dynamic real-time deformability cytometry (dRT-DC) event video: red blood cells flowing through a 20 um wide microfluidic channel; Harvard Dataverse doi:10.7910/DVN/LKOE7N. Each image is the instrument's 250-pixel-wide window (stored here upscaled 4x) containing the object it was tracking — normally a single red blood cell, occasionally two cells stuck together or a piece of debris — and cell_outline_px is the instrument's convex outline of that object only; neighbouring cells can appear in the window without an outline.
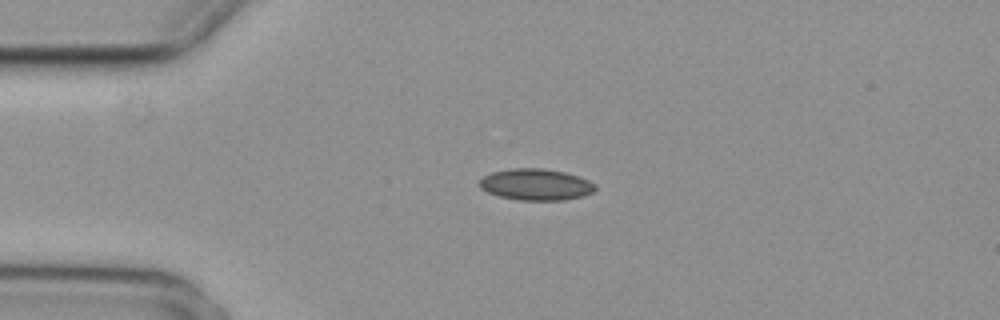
{"species": "common noctule bat (a hibernating species)", "species_latin": "Nyctalus noctula", "temperature_condition": "cold", "stored_images_in_passage": 5, "camera_frame_rate_fps": 3000, "um_per_image_px": 0.085, "animal": {"sex": "female", "body_mass_g": 29.2, "forearm_length_mm": 56.3}, "frame": {"image": 1, "passage_image": 3, "time_ms": 0.667, "image_size_px": [1000, 320], "cell_outline_px": [[596, 188], [592, 192], [584, 196], [564, 200], [516, 200], [500, 196], [488, 192], [480, 188], [480, 180], [484, 176], [492, 172], [512, 168], [540, 168], [564, 172], [588, 180], [596, 184]], "centroid_in_image_um": [45.56, 15.69], "position_along_channel_um": 39.4, "area_um2": 21.1}}
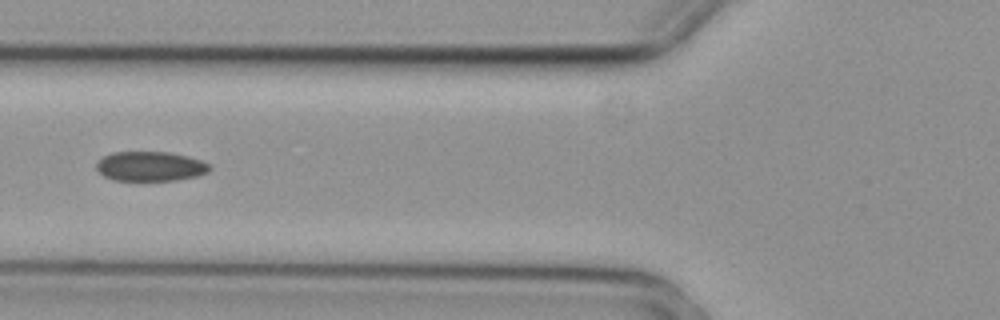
{"frame": {"image": 2, "passage_image": 5, "time_ms": 1.333, "image_size_px": [1000, 320], "cell_outline_px": [[212, 168], [208, 172], [196, 176], [172, 180], [112, 180], [104, 176], [96, 168], [96, 160], [112, 152], [168, 152], [188, 156], [200, 160], [208, 164]], "centroid_in_image_um": [12.75, 14.13], "position_along_channel_um": 113.1, "area_um2": 19.48}}